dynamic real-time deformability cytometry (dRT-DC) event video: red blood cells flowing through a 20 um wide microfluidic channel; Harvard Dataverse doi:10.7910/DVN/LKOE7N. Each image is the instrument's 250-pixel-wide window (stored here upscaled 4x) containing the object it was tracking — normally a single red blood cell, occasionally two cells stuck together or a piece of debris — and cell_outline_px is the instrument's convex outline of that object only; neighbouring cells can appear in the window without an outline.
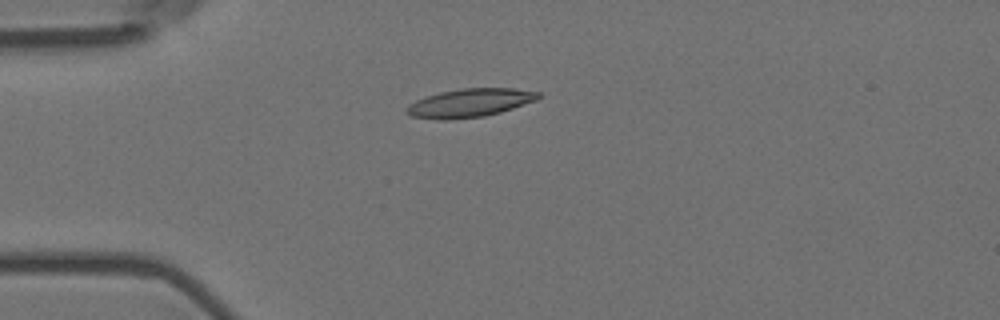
{"species": "Egyptian fruit bat (a non-hibernating species)", "species_latin": "Rousettus aegyptiacus", "temperature_condition": "room temperature", "stored_images_in_passage": 8, "camera_frame_rate_fps": 3000, "um_per_image_px": 0.085, "animal": {"sex": "female"}, "frame": {"image": 1, "passage_image": 5, "time_ms": 1.333, "image_size_px": [1000, 320], "cell_outline_px": [[544, 96], [536, 100], [500, 112], [484, 116], [448, 120], [440, 120], [412, 116], [404, 112], [404, 108], [408, 104], [416, 100], [440, 92], [460, 88], [516, 88], [540, 92]], "centroid_in_image_um": [39.93, 8.74], "position_along_channel_um": 45.1, "area_um2": 21.96}}
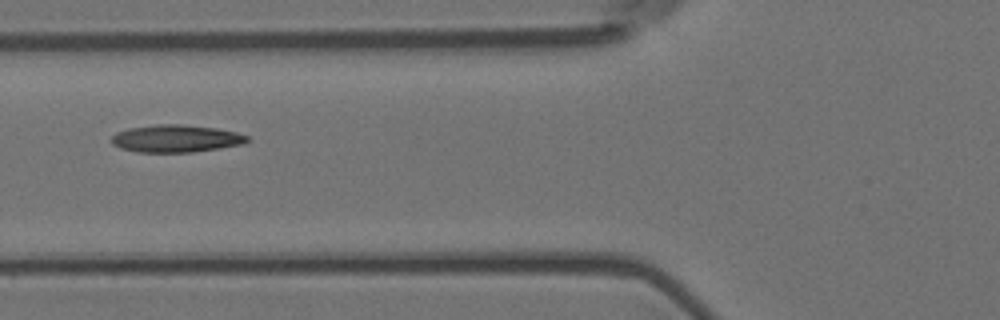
{"frame": {"image": 2, "passage_image": 7, "time_ms": 2.0, "image_size_px": [1000, 320], "cell_outline_px": [[252, 140], [244, 144], [220, 148], [192, 152], [136, 152], [120, 148], [112, 144], [112, 136], [116, 132], [128, 128], [156, 124], [180, 124], [216, 128], [236, 132], [248, 136]], "centroid_in_image_um": [14.97, 11.78], "position_along_channel_um": 110.8, "area_um2": 21.85}}
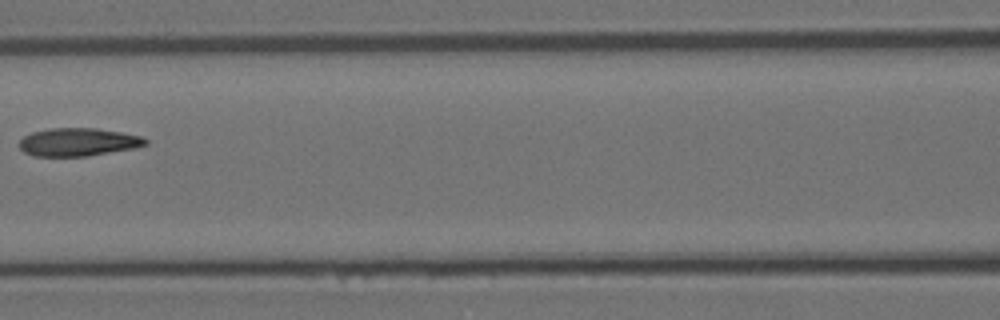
{"frame": {"image": 3, "passage_image": 8, "time_ms": 2.333, "image_size_px": [1000, 320], "cell_outline_px": [[148, 144], [136, 148], [88, 156], [32, 156], [24, 152], [20, 148], [20, 140], [24, 136], [32, 132], [48, 128], [96, 128], [120, 132], [140, 136], [148, 140]], "centroid_in_image_um": [6.65, 12.08], "position_along_channel_um": 160.0, "area_um2": 20.69}}